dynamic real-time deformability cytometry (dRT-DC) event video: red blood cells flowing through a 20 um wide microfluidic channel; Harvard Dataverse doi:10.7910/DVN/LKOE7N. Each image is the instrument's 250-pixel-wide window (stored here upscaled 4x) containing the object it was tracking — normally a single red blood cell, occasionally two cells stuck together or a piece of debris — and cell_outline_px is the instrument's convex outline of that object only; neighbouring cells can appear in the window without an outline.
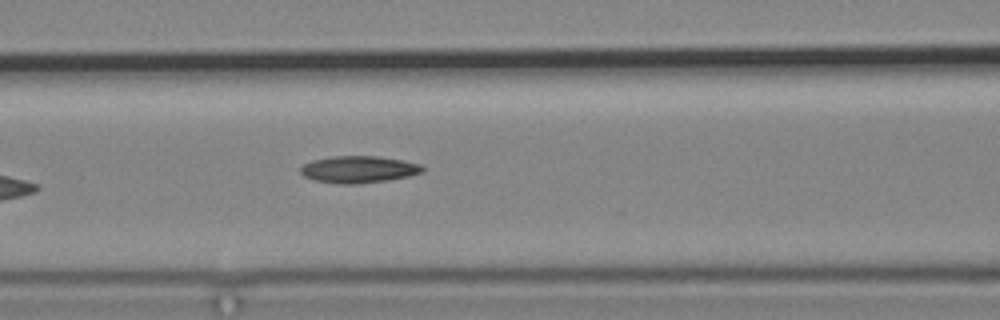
{"species": "common noctule bat (a hibernating species)", "species_latin": "Nyctalus noctula", "temperature_condition": "cold", "stored_images_in_passage": 7, "camera_frame_rate_fps": 3000, "um_per_image_px": 0.085, "animal": {"sex": "male", "body_mass_g": 19.2, "forearm_length_mm": 51.8}, "frame": {"image": 1, "passage_image": 7, "time_ms": 8.0, "image_size_px": [1000, 320], "cell_outline_px": [[424, 172], [408, 176], [388, 180], [360, 184], [340, 184], [312, 180], [304, 176], [300, 172], [300, 168], [304, 164], [312, 160], [332, 156], [380, 156], [404, 160], [420, 164], [424, 168]], "centroid_in_image_um": [30.48, 14.4], "position_along_channel_um": 136.1, "area_um2": 19.36}}